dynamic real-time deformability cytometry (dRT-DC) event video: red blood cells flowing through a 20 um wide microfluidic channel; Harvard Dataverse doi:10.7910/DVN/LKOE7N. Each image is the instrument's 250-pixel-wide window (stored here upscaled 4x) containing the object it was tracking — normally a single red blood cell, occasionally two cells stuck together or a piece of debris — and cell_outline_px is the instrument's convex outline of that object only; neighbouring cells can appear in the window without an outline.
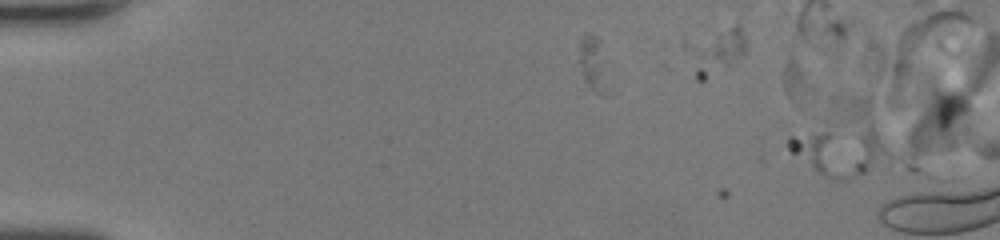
{"species": "human", "species_latin": "Homo sapiens", "temperature_condition": "room temperature", "stored_images_in_passage": 3, "camera_frame_rate_fps": 3000, "um_per_image_px": 0.085, "donor": {"sex": "female"}, "frame": {"image": 1, "passage_image": 1, "time_ms": 0.0, "image_size_px": [1000, 240], "cell_outline_px": [[888, 152], [864, 172], [844, 176], [828, 176], [820, 172], [792, 152], [788, 148], [788, 136], [848, 100], [868, 100]], "centroid_in_image_um": [71.47, 11.94], "position_along_channel_um": 13.5, "area_um2": 36.93}}